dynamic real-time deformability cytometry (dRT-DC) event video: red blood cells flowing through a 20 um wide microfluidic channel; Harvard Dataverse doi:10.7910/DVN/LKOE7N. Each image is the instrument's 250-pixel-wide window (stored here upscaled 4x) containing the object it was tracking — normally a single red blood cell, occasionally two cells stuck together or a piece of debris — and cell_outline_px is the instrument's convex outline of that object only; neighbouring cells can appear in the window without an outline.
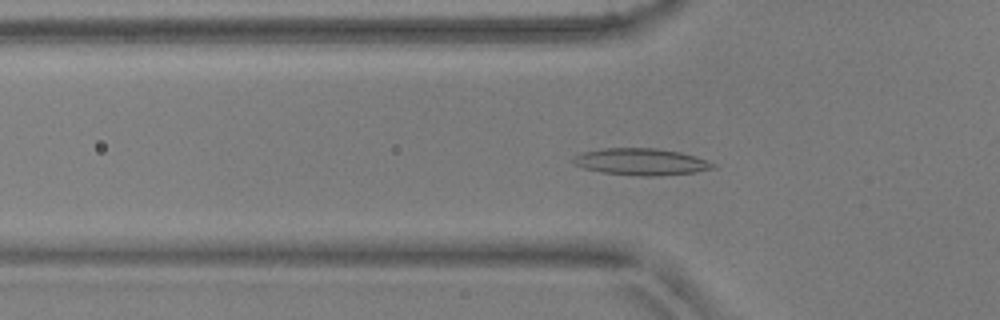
{"species": "common noctule bat (a hibernating species)", "species_latin": "Nyctalus noctula", "temperature_condition": "warm", "stored_images_in_passage": 53, "camera_frame_rate_fps": 3000, "um_per_image_px": 0.085, "animal": {"sex": "male", "body_mass_g": 17.9, "forearm_length_mm": 54.2}, "frame": {"image": 1, "passage_image": 18, "time_ms": 5.667, "image_size_px": [1000, 320], "cell_outline_px": [[716, 168], [692, 172], [656, 176], [640, 176], [600, 172], [584, 168], [576, 164], [572, 160], [576, 156], [584, 152], [604, 148], [656, 148], [680, 152], [716, 164]], "centroid_in_image_um": [54.49, 13.75], "position_along_channel_um": 71.3, "area_um2": 21.44}}
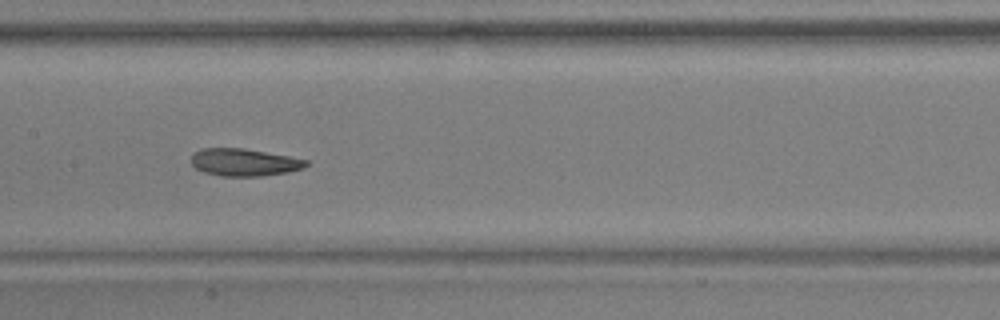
{"frame": {"image": 2, "passage_image": 27, "time_ms": 8.667, "image_size_px": [1000, 320], "cell_outline_px": [[308, 164], [304, 168], [288, 172], [260, 176], [220, 176], [204, 172], [196, 168], [192, 164], [192, 156], [200, 148], [244, 148], [288, 156], [308, 160]], "centroid_in_image_um": [20.76, 13.8], "position_along_channel_um": 186.6, "area_um2": 18.26}}
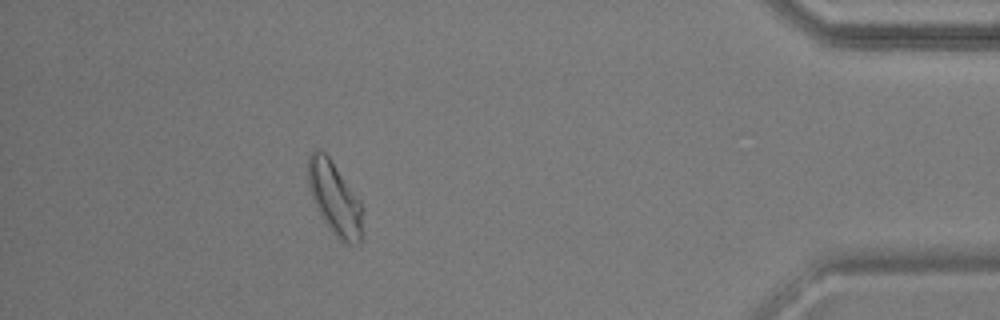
{"frame": {"image": 3, "passage_image": 48, "time_ms": 15.667, "image_size_px": [1000, 320], "cell_outline_px": [[364, 236], [360, 244], [344, 244], [332, 232], [320, 216], [312, 200], [308, 184], [308, 156], [316, 148], [320, 148], [328, 156], [360, 200], [364, 232]], "centroid_in_image_um": [28.46, 16.91], "position_along_channel_um": 406.7, "area_um2": 23.52}, "authors_computed_cell_mechanics": {"area_um2": 19.9988, "velocity_mm_per_s": 3.8163, "shape_relaxation_time_tau1_ms": 4.7147, "shape_relaxation_time_tau2_ms": 2.4025, "deformation_change_tau1": 0.1509, "deformation_change_tau2": 0.0946}}